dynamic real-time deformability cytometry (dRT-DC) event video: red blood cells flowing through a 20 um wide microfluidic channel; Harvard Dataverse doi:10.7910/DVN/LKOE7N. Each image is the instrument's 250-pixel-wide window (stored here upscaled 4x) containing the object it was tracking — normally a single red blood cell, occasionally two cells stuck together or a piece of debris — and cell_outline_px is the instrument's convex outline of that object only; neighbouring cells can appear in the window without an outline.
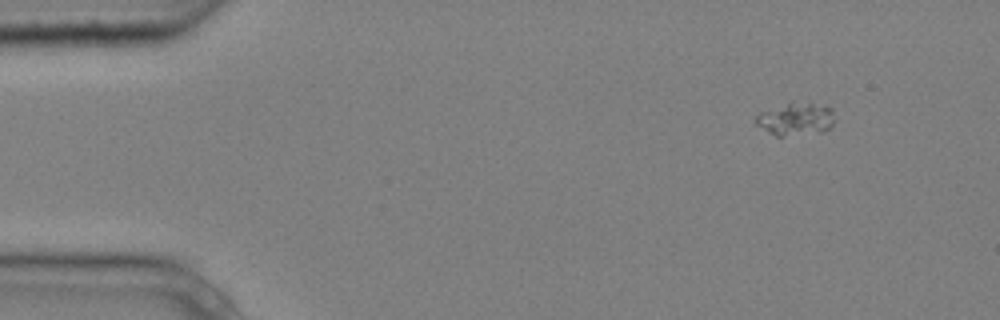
{"species": "common noctule bat (a hibernating species)", "species_latin": "Nyctalus noctula", "temperature_condition": "cold", "stored_images_in_passage": 4, "camera_frame_rate_fps": 3000, "um_per_image_px": 0.085, "animal": {"sex": "male", "body_mass_g": 20.4}, "frame": {"image": 1, "passage_image": 1, "time_ms": 0.0, "image_size_px": [1000, 320], "cell_outline_px": [[836, 120], [824, 132], [784, 136], [776, 136], [768, 132], [756, 124], [752, 120], [760, 112], [792, 100], [832, 108]], "centroid_in_image_um": [67.62, 10.11], "position_along_channel_um": 17.4, "area_um2": 15.32}}
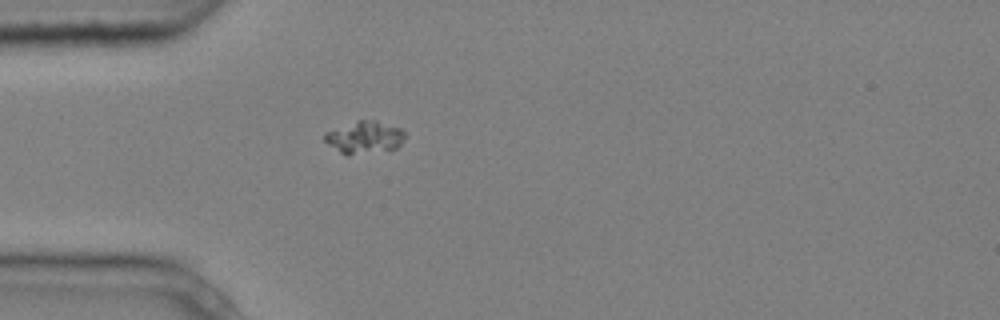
{"frame": {"image": 2, "passage_image": 4, "time_ms": 1.0, "image_size_px": [1000, 320], "cell_outline_px": [[404, 136], [400, 144], [396, 148], [348, 156], [340, 152], [328, 144], [324, 140], [324, 136], [328, 132], [356, 120], [376, 120], [400, 128], [404, 132]], "centroid_in_image_um": [30.98, 11.68], "position_along_channel_um": 54.0, "area_um2": 14.85}}